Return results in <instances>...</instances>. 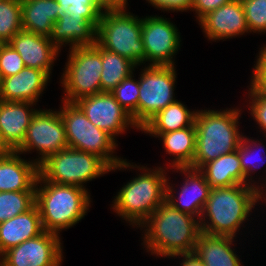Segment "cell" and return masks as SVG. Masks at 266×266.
I'll use <instances>...</instances> for the list:
<instances>
[{
	"instance_id": "obj_1",
	"label": "cell",
	"mask_w": 266,
	"mask_h": 266,
	"mask_svg": "<svg viewBox=\"0 0 266 266\" xmlns=\"http://www.w3.org/2000/svg\"><path fill=\"white\" fill-rule=\"evenodd\" d=\"M145 227L142 245L156 257L191 253L201 233L200 220L183 213L165 200L140 226Z\"/></svg>"
},
{
	"instance_id": "obj_2",
	"label": "cell",
	"mask_w": 266,
	"mask_h": 266,
	"mask_svg": "<svg viewBox=\"0 0 266 266\" xmlns=\"http://www.w3.org/2000/svg\"><path fill=\"white\" fill-rule=\"evenodd\" d=\"M137 168L141 174L128 181L112 201L113 211L123 220L139 227L166 200L167 172L162 166L154 169L131 165L127 159L111 169Z\"/></svg>"
},
{
	"instance_id": "obj_3",
	"label": "cell",
	"mask_w": 266,
	"mask_h": 266,
	"mask_svg": "<svg viewBox=\"0 0 266 266\" xmlns=\"http://www.w3.org/2000/svg\"><path fill=\"white\" fill-rule=\"evenodd\" d=\"M256 204V188L251 185L212 188L200 216L201 232L237 237Z\"/></svg>"
},
{
	"instance_id": "obj_4",
	"label": "cell",
	"mask_w": 266,
	"mask_h": 266,
	"mask_svg": "<svg viewBox=\"0 0 266 266\" xmlns=\"http://www.w3.org/2000/svg\"><path fill=\"white\" fill-rule=\"evenodd\" d=\"M90 198L88 189L55 184L39 175L35 188V204L44 231L59 235L62 230L79 223L89 210Z\"/></svg>"
},
{
	"instance_id": "obj_5",
	"label": "cell",
	"mask_w": 266,
	"mask_h": 266,
	"mask_svg": "<svg viewBox=\"0 0 266 266\" xmlns=\"http://www.w3.org/2000/svg\"><path fill=\"white\" fill-rule=\"evenodd\" d=\"M228 109L197 110L195 154L190 168L199 170L206 163L238 149L243 137L238 128L242 110Z\"/></svg>"
},
{
	"instance_id": "obj_6",
	"label": "cell",
	"mask_w": 266,
	"mask_h": 266,
	"mask_svg": "<svg viewBox=\"0 0 266 266\" xmlns=\"http://www.w3.org/2000/svg\"><path fill=\"white\" fill-rule=\"evenodd\" d=\"M141 33L142 18L127 12L126 8L105 10L96 28V43L129 59L136 66L144 65L145 51Z\"/></svg>"
},
{
	"instance_id": "obj_7",
	"label": "cell",
	"mask_w": 266,
	"mask_h": 266,
	"mask_svg": "<svg viewBox=\"0 0 266 266\" xmlns=\"http://www.w3.org/2000/svg\"><path fill=\"white\" fill-rule=\"evenodd\" d=\"M112 167L101 157L81 150L67 147L49 155L39 164V175L46 181L74 185L86 189L83 185L105 173Z\"/></svg>"
},
{
	"instance_id": "obj_8",
	"label": "cell",
	"mask_w": 266,
	"mask_h": 266,
	"mask_svg": "<svg viewBox=\"0 0 266 266\" xmlns=\"http://www.w3.org/2000/svg\"><path fill=\"white\" fill-rule=\"evenodd\" d=\"M59 110L64 122L68 147L95 154L112 168L124 159L115 156L117 141L106 131L97 128L75 104L62 101Z\"/></svg>"
},
{
	"instance_id": "obj_9",
	"label": "cell",
	"mask_w": 266,
	"mask_h": 266,
	"mask_svg": "<svg viewBox=\"0 0 266 266\" xmlns=\"http://www.w3.org/2000/svg\"><path fill=\"white\" fill-rule=\"evenodd\" d=\"M69 49V58L60 78L65 96L61 101L74 103L82 97L101 93L102 60L99 45L95 43Z\"/></svg>"
},
{
	"instance_id": "obj_10",
	"label": "cell",
	"mask_w": 266,
	"mask_h": 266,
	"mask_svg": "<svg viewBox=\"0 0 266 266\" xmlns=\"http://www.w3.org/2000/svg\"><path fill=\"white\" fill-rule=\"evenodd\" d=\"M175 66H145L139 75L138 128L141 129L160 110L177 101L174 88Z\"/></svg>"
},
{
	"instance_id": "obj_11",
	"label": "cell",
	"mask_w": 266,
	"mask_h": 266,
	"mask_svg": "<svg viewBox=\"0 0 266 266\" xmlns=\"http://www.w3.org/2000/svg\"><path fill=\"white\" fill-rule=\"evenodd\" d=\"M67 147L65 126L59 111L39 109L31 120L23 143L15 151L25 154L36 149L41 156L38 155L35 162L40 164L49 155Z\"/></svg>"
},
{
	"instance_id": "obj_12",
	"label": "cell",
	"mask_w": 266,
	"mask_h": 266,
	"mask_svg": "<svg viewBox=\"0 0 266 266\" xmlns=\"http://www.w3.org/2000/svg\"><path fill=\"white\" fill-rule=\"evenodd\" d=\"M179 33L175 24L167 18L157 15L142 18L145 63L150 62L148 66H175L173 56L181 46Z\"/></svg>"
},
{
	"instance_id": "obj_13",
	"label": "cell",
	"mask_w": 266,
	"mask_h": 266,
	"mask_svg": "<svg viewBox=\"0 0 266 266\" xmlns=\"http://www.w3.org/2000/svg\"><path fill=\"white\" fill-rule=\"evenodd\" d=\"M97 128L106 131L114 139L125 130L138 128L132 116L115 100L110 92L82 97L74 102Z\"/></svg>"
},
{
	"instance_id": "obj_14",
	"label": "cell",
	"mask_w": 266,
	"mask_h": 266,
	"mask_svg": "<svg viewBox=\"0 0 266 266\" xmlns=\"http://www.w3.org/2000/svg\"><path fill=\"white\" fill-rule=\"evenodd\" d=\"M62 251L60 236L44 231L4 252L2 266H61Z\"/></svg>"
},
{
	"instance_id": "obj_15",
	"label": "cell",
	"mask_w": 266,
	"mask_h": 266,
	"mask_svg": "<svg viewBox=\"0 0 266 266\" xmlns=\"http://www.w3.org/2000/svg\"><path fill=\"white\" fill-rule=\"evenodd\" d=\"M176 172L184 174V180L181 189L177 191L170 184L169 177L166 183V200L176 209L183 213L192 215L200 220L202 210L207 202L210 185L206 181L204 175L198 170L190 167L173 168ZM171 185V186H170ZM176 194L178 196H176Z\"/></svg>"
},
{
	"instance_id": "obj_16",
	"label": "cell",
	"mask_w": 266,
	"mask_h": 266,
	"mask_svg": "<svg viewBox=\"0 0 266 266\" xmlns=\"http://www.w3.org/2000/svg\"><path fill=\"white\" fill-rule=\"evenodd\" d=\"M198 23L205 36L215 42L250 32L241 0L229 1L208 13Z\"/></svg>"
},
{
	"instance_id": "obj_17",
	"label": "cell",
	"mask_w": 266,
	"mask_h": 266,
	"mask_svg": "<svg viewBox=\"0 0 266 266\" xmlns=\"http://www.w3.org/2000/svg\"><path fill=\"white\" fill-rule=\"evenodd\" d=\"M8 44L18 52L25 67L45 71L51 76L53 64L61 51L49 37L22 30L15 34Z\"/></svg>"
},
{
	"instance_id": "obj_18",
	"label": "cell",
	"mask_w": 266,
	"mask_h": 266,
	"mask_svg": "<svg viewBox=\"0 0 266 266\" xmlns=\"http://www.w3.org/2000/svg\"><path fill=\"white\" fill-rule=\"evenodd\" d=\"M49 79L45 71L24 67L15 75L1 78L0 100L37 104Z\"/></svg>"
},
{
	"instance_id": "obj_19",
	"label": "cell",
	"mask_w": 266,
	"mask_h": 266,
	"mask_svg": "<svg viewBox=\"0 0 266 266\" xmlns=\"http://www.w3.org/2000/svg\"><path fill=\"white\" fill-rule=\"evenodd\" d=\"M13 151L0 157V192L35 191L39 176V164L24 160Z\"/></svg>"
},
{
	"instance_id": "obj_20",
	"label": "cell",
	"mask_w": 266,
	"mask_h": 266,
	"mask_svg": "<svg viewBox=\"0 0 266 266\" xmlns=\"http://www.w3.org/2000/svg\"><path fill=\"white\" fill-rule=\"evenodd\" d=\"M34 105L31 102L0 100V132L14 151L23 143L31 120L38 111L32 108Z\"/></svg>"
},
{
	"instance_id": "obj_21",
	"label": "cell",
	"mask_w": 266,
	"mask_h": 266,
	"mask_svg": "<svg viewBox=\"0 0 266 266\" xmlns=\"http://www.w3.org/2000/svg\"><path fill=\"white\" fill-rule=\"evenodd\" d=\"M44 232L36 204L28 211L0 223V251L33 239Z\"/></svg>"
},
{
	"instance_id": "obj_22",
	"label": "cell",
	"mask_w": 266,
	"mask_h": 266,
	"mask_svg": "<svg viewBox=\"0 0 266 266\" xmlns=\"http://www.w3.org/2000/svg\"><path fill=\"white\" fill-rule=\"evenodd\" d=\"M49 39L60 51L65 44L70 48L92 46L96 43V28L84 17L65 13L54 23Z\"/></svg>"
},
{
	"instance_id": "obj_23",
	"label": "cell",
	"mask_w": 266,
	"mask_h": 266,
	"mask_svg": "<svg viewBox=\"0 0 266 266\" xmlns=\"http://www.w3.org/2000/svg\"><path fill=\"white\" fill-rule=\"evenodd\" d=\"M23 30L49 37L54 23L66 12L56 0H21Z\"/></svg>"
},
{
	"instance_id": "obj_24",
	"label": "cell",
	"mask_w": 266,
	"mask_h": 266,
	"mask_svg": "<svg viewBox=\"0 0 266 266\" xmlns=\"http://www.w3.org/2000/svg\"><path fill=\"white\" fill-rule=\"evenodd\" d=\"M234 238L201 232L193 252L205 266H242L235 249L231 248Z\"/></svg>"
},
{
	"instance_id": "obj_25",
	"label": "cell",
	"mask_w": 266,
	"mask_h": 266,
	"mask_svg": "<svg viewBox=\"0 0 266 266\" xmlns=\"http://www.w3.org/2000/svg\"><path fill=\"white\" fill-rule=\"evenodd\" d=\"M199 171L204 175L211 189L244 184V172L237 150L206 163Z\"/></svg>"
},
{
	"instance_id": "obj_26",
	"label": "cell",
	"mask_w": 266,
	"mask_h": 266,
	"mask_svg": "<svg viewBox=\"0 0 266 266\" xmlns=\"http://www.w3.org/2000/svg\"><path fill=\"white\" fill-rule=\"evenodd\" d=\"M149 135L158 137L163 141V148H165L166 153L174 157L169 164L172 168L190 167L192 165L196 145V127L194 123L180 130Z\"/></svg>"
},
{
	"instance_id": "obj_27",
	"label": "cell",
	"mask_w": 266,
	"mask_h": 266,
	"mask_svg": "<svg viewBox=\"0 0 266 266\" xmlns=\"http://www.w3.org/2000/svg\"><path fill=\"white\" fill-rule=\"evenodd\" d=\"M195 111L187 109L180 100L160 110L140 130L146 134H162L191 126L195 122Z\"/></svg>"
},
{
	"instance_id": "obj_28",
	"label": "cell",
	"mask_w": 266,
	"mask_h": 266,
	"mask_svg": "<svg viewBox=\"0 0 266 266\" xmlns=\"http://www.w3.org/2000/svg\"><path fill=\"white\" fill-rule=\"evenodd\" d=\"M102 60L101 92H112L125 78L133 74L137 66L129 59L99 46Z\"/></svg>"
},
{
	"instance_id": "obj_29",
	"label": "cell",
	"mask_w": 266,
	"mask_h": 266,
	"mask_svg": "<svg viewBox=\"0 0 266 266\" xmlns=\"http://www.w3.org/2000/svg\"><path fill=\"white\" fill-rule=\"evenodd\" d=\"M258 142V143H257ZM257 139L254 140L252 138H247V136L242 137L241 142L238 146V155L240 158V164L242 171L244 172V185H251L253 187H257L258 185L255 184L256 181L252 180L253 176L252 174L258 170V168H261V166L266 163L265 157L266 152L263 149L265 146H262V142ZM263 147V148H262ZM254 148V149H253ZM259 148L263 149L264 153H257V149ZM253 149V150H252ZM260 151V150H259ZM262 151V150H261ZM261 155V156H259ZM257 158V159H256ZM257 165V166H256ZM250 178V179H249ZM254 183H253V182ZM253 184V185H252Z\"/></svg>"
},
{
	"instance_id": "obj_30",
	"label": "cell",
	"mask_w": 266,
	"mask_h": 266,
	"mask_svg": "<svg viewBox=\"0 0 266 266\" xmlns=\"http://www.w3.org/2000/svg\"><path fill=\"white\" fill-rule=\"evenodd\" d=\"M35 205V191L0 192V223L30 210Z\"/></svg>"
},
{
	"instance_id": "obj_31",
	"label": "cell",
	"mask_w": 266,
	"mask_h": 266,
	"mask_svg": "<svg viewBox=\"0 0 266 266\" xmlns=\"http://www.w3.org/2000/svg\"><path fill=\"white\" fill-rule=\"evenodd\" d=\"M22 30L21 0H0V39L6 44Z\"/></svg>"
},
{
	"instance_id": "obj_32",
	"label": "cell",
	"mask_w": 266,
	"mask_h": 266,
	"mask_svg": "<svg viewBox=\"0 0 266 266\" xmlns=\"http://www.w3.org/2000/svg\"><path fill=\"white\" fill-rule=\"evenodd\" d=\"M133 75V76H132ZM134 74L122 80L111 92L115 100L132 116L138 126L139 80L133 79Z\"/></svg>"
},
{
	"instance_id": "obj_33",
	"label": "cell",
	"mask_w": 266,
	"mask_h": 266,
	"mask_svg": "<svg viewBox=\"0 0 266 266\" xmlns=\"http://www.w3.org/2000/svg\"><path fill=\"white\" fill-rule=\"evenodd\" d=\"M70 16L84 17L97 28L104 11L96 0H56Z\"/></svg>"
},
{
	"instance_id": "obj_34",
	"label": "cell",
	"mask_w": 266,
	"mask_h": 266,
	"mask_svg": "<svg viewBox=\"0 0 266 266\" xmlns=\"http://www.w3.org/2000/svg\"><path fill=\"white\" fill-rule=\"evenodd\" d=\"M250 32L266 33V0H241Z\"/></svg>"
},
{
	"instance_id": "obj_35",
	"label": "cell",
	"mask_w": 266,
	"mask_h": 266,
	"mask_svg": "<svg viewBox=\"0 0 266 266\" xmlns=\"http://www.w3.org/2000/svg\"><path fill=\"white\" fill-rule=\"evenodd\" d=\"M25 67L22 58L8 43L0 49V76L9 77L19 73Z\"/></svg>"
},
{
	"instance_id": "obj_36",
	"label": "cell",
	"mask_w": 266,
	"mask_h": 266,
	"mask_svg": "<svg viewBox=\"0 0 266 266\" xmlns=\"http://www.w3.org/2000/svg\"><path fill=\"white\" fill-rule=\"evenodd\" d=\"M248 99H249V111L260 131L263 132L266 137V96L256 91L251 85L249 86ZM251 100V101H250Z\"/></svg>"
},
{
	"instance_id": "obj_37",
	"label": "cell",
	"mask_w": 266,
	"mask_h": 266,
	"mask_svg": "<svg viewBox=\"0 0 266 266\" xmlns=\"http://www.w3.org/2000/svg\"><path fill=\"white\" fill-rule=\"evenodd\" d=\"M259 55V56H258ZM257 55V60L253 67V72L251 75V86L266 96V47L265 45L261 47L259 54Z\"/></svg>"
},
{
	"instance_id": "obj_38",
	"label": "cell",
	"mask_w": 266,
	"mask_h": 266,
	"mask_svg": "<svg viewBox=\"0 0 266 266\" xmlns=\"http://www.w3.org/2000/svg\"><path fill=\"white\" fill-rule=\"evenodd\" d=\"M153 7L163 11H189L192 9L194 0H146Z\"/></svg>"
},
{
	"instance_id": "obj_39",
	"label": "cell",
	"mask_w": 266,
	"mask_h": 266,
	"mask_svg": "<svg viewBox=\"0 0 266 266\" xmlns=\"http://www.w3.org/2000/svg\"><path fill=\"white\" fill-rule=\"evenodd\" d=\"M229 1L231 0H194L191 10L195 11L197 20L200 21L208 13L214 11Z\"/></svg>"
},
{
	"instance_id": "obj_40",
	"label": "cell",
	"mask_w": 266,
	"mask_h": 266,
	"mask_svg": "<svg viewBox=\"0 0 266 266\" xmlns=\"http://www.w3.org/2000/svg\"><path fill=\"white\" fill-rule=\"evenodd\" d=\"M180 258V256L183 258L182 262L179 263L181 266H205L203 261L200 260L194 252L191 253H181L177 255H172L171 257Z\"/></svg>"
},
{
	"instance_id": "obj_41",
	"label": "cell",
	"mask_w": 266,
	"mask_h": 266,
	"mask_svg": "<svg viewBox=\"0 0 266 266\" xmlns=\"http://www.w3.org/2000/svg\"><path fill=\"white\" fill-rule=\"evenodd\" d=\"M97 4L105 10L127 8V0H96Z\"/></svg>"
},
{
	"instance_id": "obj_42",
	"label": "cell",
	"mask_w": 266,
	"mask_h": 266,
	"mask_svg": "<svg viewBox=\"0 0 266 266\" xmlns=\"http://www.w3.org/2000/svg\"><path fill=\"white\" fill-rule=\"evenodd\" d=\"M14 150L6 143L0 132V157H4L12 153Z\"/></svg>"
},
{
	"instance_id": "obj_43",
	"label": "cell",
	"mask_w": 266,
	"mask_h": 266,
	"mask_svg": "<svg viewBox=\"0 0 266 266\" xmlns=\"http://www.w3.org/2000/svg\"><path fill=\"white\" fill-rule=\"evenodd\" d=\"M265 181V182H264ZM263 183L264 184H260V186L258 185L256 187V199H257V203L259 204L260 201H262L263 199V202L266 201V180H264ZM265 186V187H264ZM264 188V189H263ZM265 191V192H264ZM266 203V202H265Z\"/></svg>"
},
{
	"instance_id": "obj_44",
	"label": "cell",
	"mask_w": 266,
	"mask_h": 266,
	"mask_svg": "<svg viewBox=\"0 0 266 266\" xmlns=\"http://www.w3.org/2000/svg\"><path fill=\"white\" fill-rule=\"evenodd\" d=\"M3 253L0 251V266H2Z\"/></svg>"
},
{
	"instance_id": "obj_45",
	"label": "cell",
	"mask_w": 266,
	"mask_h": 266,
	"mask_svg": "<svg viewBox=\"0 0 266 266\" xmlns=\"http://www.w3.org/2000/svg\"><path fill=\"white\" fill-rule=\"evenodd\" d=\"M5 43L0 39V49Z\"/></svg>"
}]
</instances>
